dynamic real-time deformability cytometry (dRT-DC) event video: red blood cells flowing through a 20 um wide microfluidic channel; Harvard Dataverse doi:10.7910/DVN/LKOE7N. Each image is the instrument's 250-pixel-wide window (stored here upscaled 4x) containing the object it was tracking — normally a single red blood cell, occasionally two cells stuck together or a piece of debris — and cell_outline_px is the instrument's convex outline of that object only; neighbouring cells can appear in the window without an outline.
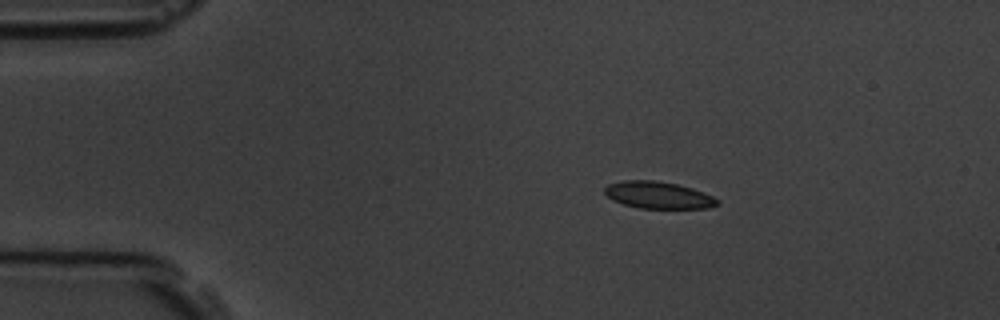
{"species": "common noctule bat (a hibernating species)", "species_latin": "Nyctalus noctula", "temperature_condition": "room temperature", "stored_images_in_passage": 3, "camera_frame_rate_fps": 3000, "um_per_image_px": 0.085, "animal": {"sex": "male", "body_mass_g": 19.5, "forearm_length_mm": 54.6}, "frame": {"image": 1, "passage_image": 1, "time_ms": 0.0, "image_size_px": [1000, 320], "cell_outline_px": [[720, 204], [708, 208], [640, 208], [624, 204], [612, 200], [604, 192], [604, 188], [608, 184], [624, 180], [652, 180], [676, 184], [692, 188], [704, 192], [720, 200]], "centroid_in_image_um": [55.97, 16.58], "position_along_channel_um": 29.0, "area_um2": 17.69}}
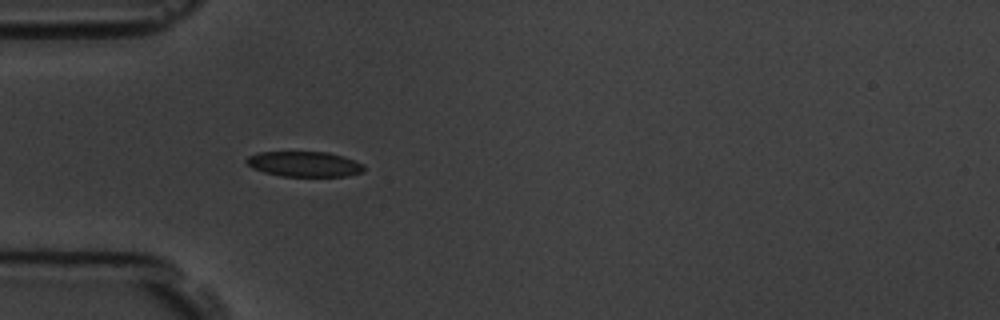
{"frame": {"image": 2, "passage_image": 3, "time_ms": 2.333, "image_size_px": [1000, 320], "cell_outline_px": [[364, 172], [348, 176], [280, 176], [264, 172], [252, 168], [244, 160], [248, 156], [260, 152], [328, 152], [344, 156], [364, 164]], "centroid_in_image_um": [25.89, 13.95], "position_along_channel_um": 59.1, "area_um2": 17.4}}